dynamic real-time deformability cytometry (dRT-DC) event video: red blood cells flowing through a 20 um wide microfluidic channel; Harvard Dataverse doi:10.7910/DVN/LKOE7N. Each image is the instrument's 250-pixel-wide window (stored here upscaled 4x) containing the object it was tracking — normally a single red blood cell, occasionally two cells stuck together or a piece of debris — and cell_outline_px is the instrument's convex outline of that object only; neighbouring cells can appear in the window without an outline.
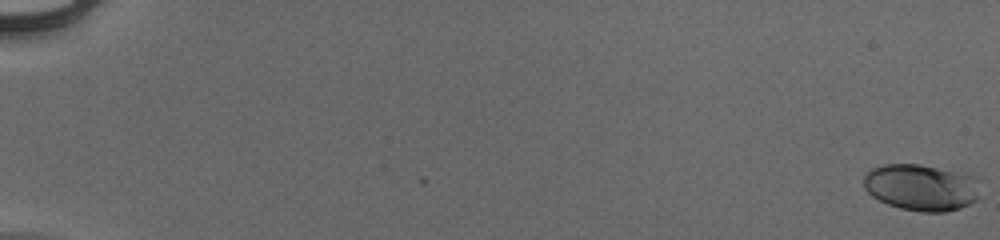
{"species": "human", "species_latin": "Homo sapiens", "temperature_condition": "cold", "stored_images_in_passage": 56, "camera_frame_rate_fps": 3000, "um_per_image_px": 0.085, "donor": {"sex": "male"}, "frame": {"image": 1, "passage_image": 1, "time_ms": 0.0, "image_size_px": [1000, 240], "cell_outline_px": [[976, 200], [960, 208], [944, 212], [920, 212], [900, 208], [888, 204], [872, 196], [864, 188], [864, 176], [872, 168], [884, 164], [920, 164], [972, 176], [976, 196]], "centroid_in_image_um": [78.2, 15.94], "position_along_channel_um": 6.8, "area_um2": 30.81}}
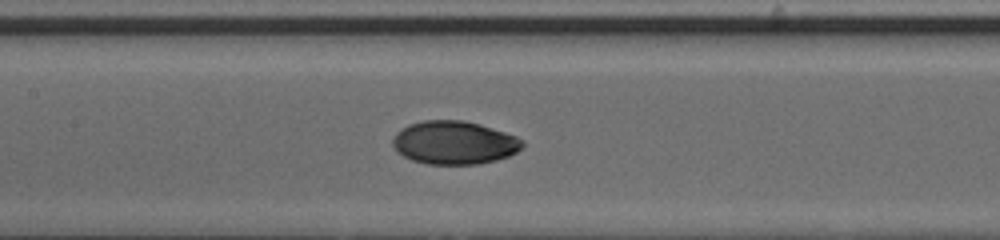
{"frame": {"image": 2, "passage_image": 30, "time_ms": 9.667, "image_size_px": [1000, 240], "cell_outline_px": [[524, 144], [516, 152], [508, 156], [496, 160], [480, 164], [424, 164], [412, 160], [396, 152], [392, 144], [392, 140], [396, 132], [400, 128], [408, 124], [424, 120], [464, 120], [480, 124], [516, 136], [524, 140]], "centroid_in_image_um": [38.58, 12.12], "position_along_channel_um": 168.8, "area_um2": 32.95}}
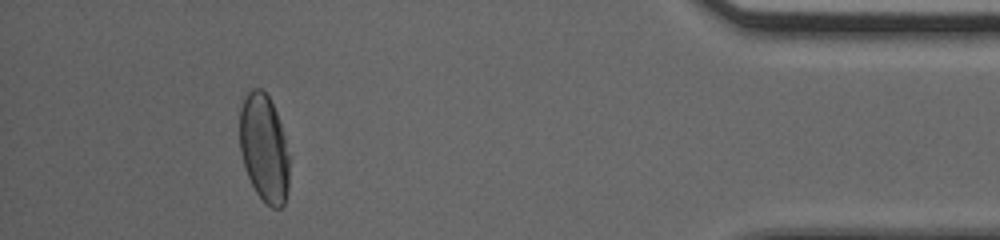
{"frame": {"image": 3, "passage_image": 52, "time_ms": 17.0, "image_size_px": [1000, 240], "cell_outline_px": [[288, 188], [284, 204], [280, 208], [272, 208], [256, 192], [248, 176], [240, 152], [240, 108], [248, 92], [252, 88], [260, 88], [268, 96], [276, 112], [284, 136], [288, 156]], "centroid_in_image_um": [22.44, 12.59], "position_along_channel_um": 412.8, "area_um2": 30.69}, "authors_computed_cell_mechanics": {"area_um2": 31.4143, "velocity_mm_per_s": 3.9592, "shape_relaxation_time_tau1_ms": 4.796, "shape_relaxation_time_tau2_ms": 1.3259, "deformation_change_tau1": 0.1641, "deformation_change_tau2": 0.0332}}